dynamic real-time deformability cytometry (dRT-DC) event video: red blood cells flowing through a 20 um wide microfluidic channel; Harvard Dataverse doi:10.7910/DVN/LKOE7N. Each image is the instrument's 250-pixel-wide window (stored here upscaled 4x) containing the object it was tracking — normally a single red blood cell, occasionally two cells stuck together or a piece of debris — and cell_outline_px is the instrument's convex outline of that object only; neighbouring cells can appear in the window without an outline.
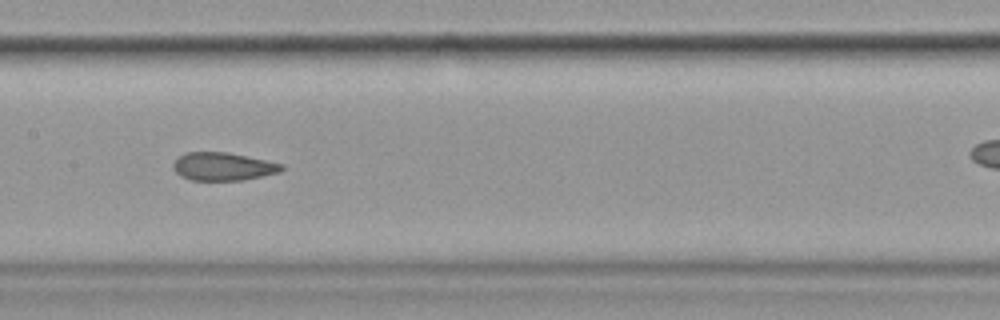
{"species": "common noctule bat (a hibernating species)", "species_latin": "Nyctalus noctula", "temperature_condition": "cold", "stored_images_in_passage": 15, "camera_frame_rate_fps": 3000, "um_per_image_px": 0.085, "animal": {"sex": "female", "body_mass_g": 19.9}, "frame": {"image": 1, "passage_image": 7, "time_ms": 8.0, "image_size_px": [1000, 320], "cell_outline_px": [[284, 168], [280, 172], [244, 180], [192, 180], [180, 176], [172, 168], [172, 164], [184, 152], [228, 152], [284, 164]], "centroid_in_image_um": [18.95, 14.15], "position_along_channel_um": 188.4, "area_um2": 17.74}}
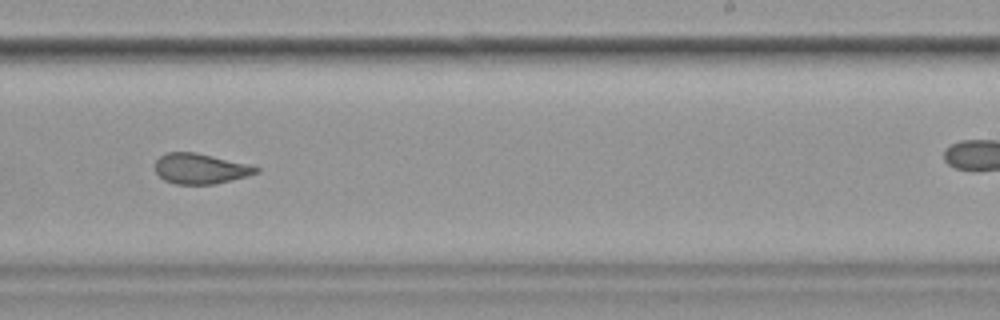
{"frame": {"image": 2, "passage_image": 9, "time_ms": 10.333, "image_size_px": [1000, 320], "cell_outline_px": [[260, 172], [248, 176], [216, 184], [176, 184], [164, 180], [156, 172], [156, 160], [164, 152], [196, 152], [260, 168]], "centroid_in_image_um": [17.01, 14.34], "position_along_channel_um": 272.0, "area_um2": 17.69}, "authors_computed_cell_mechanics": {"area_um2": 19.363, "velocity_mm_per_s": 3.5904, "shape_relaxation_time_tau1_ms": 5.8141, "shape_relaxation_time_tau2_ms": 2.2765, "deformation_change_tau1": 0.1156, "deformation_change_tau2": 0.0557}}